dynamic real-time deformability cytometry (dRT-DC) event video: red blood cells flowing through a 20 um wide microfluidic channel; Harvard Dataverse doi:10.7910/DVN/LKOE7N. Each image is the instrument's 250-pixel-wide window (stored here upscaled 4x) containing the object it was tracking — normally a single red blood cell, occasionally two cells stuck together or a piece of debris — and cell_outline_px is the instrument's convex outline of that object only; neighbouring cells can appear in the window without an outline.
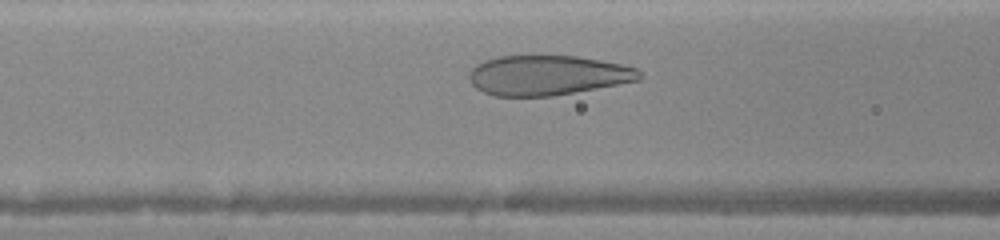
{"species": "human", "species_latin": "Homo sapiens", "temperature_condition": "warm", "stored_images_in_passage": 28, "camera_frame_rate_fps": 3000, "um_per_image_px": 0.085, "donor": {"sex": "female"}, "frame": {"image": 1, "passage_image": 9, "time_ms": 2.667, "image_size_px": [1000, 240], "cell_outline_px": [[644, 76], [640, 80], [552, 96], [496, 96], [484, 92], [476, 88], [472, 84], [468, 76], [472, 68], [476, 64], [484, 60], [500, 56], [576, 56], [600, 60], [620, 64], [636, 68]], "centroid_in_image_um": [46.53, 6.4], "position_along_channel_um": 120.1, "area_um2": 39.36}}
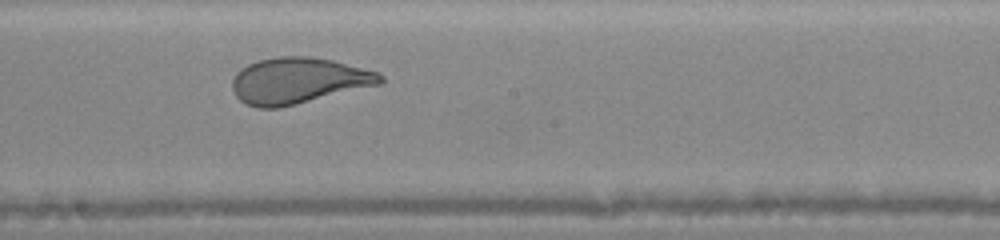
{"frame": {"image": 2, "passage_image": 16, "time_ms": 5.0, "image_size_px": [1000, 240], "cell_outline_px": [[384, 80], [380, 84], [296, 104], [276, 108], [256, 108], [244, 104], [236, 96], [232, 88], [232, 80], [236, 72], [240, 68], [256, 60], [280, 56], [308, 56], [332, 60], [380, 72], [384, 76]], "centroid_in_image_um": [25.33, 6.85], "position_along_channel_um": 222.9, "area_um2": 39.88}}
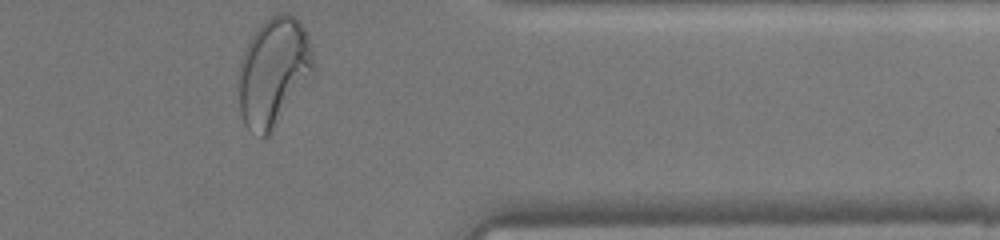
{"frame": {"image": 3, "passage_image": 28, "time_ms": 9.0, "image_size_px": [1000, 240], "cell_outline_px": [[316, 72], [268, 136], [264, 140], [248, 128], [244, 124], [240, 112], [240, 60], [252, 36], [260, 24], [268, 16], [280, 12], [288, 12], [304, 28], [308, 36], [316, 68]], "centroid_in_image_um": [23.29, 6.11], "position_along_channel_um": 388.1, "area_um2": 47.4}}